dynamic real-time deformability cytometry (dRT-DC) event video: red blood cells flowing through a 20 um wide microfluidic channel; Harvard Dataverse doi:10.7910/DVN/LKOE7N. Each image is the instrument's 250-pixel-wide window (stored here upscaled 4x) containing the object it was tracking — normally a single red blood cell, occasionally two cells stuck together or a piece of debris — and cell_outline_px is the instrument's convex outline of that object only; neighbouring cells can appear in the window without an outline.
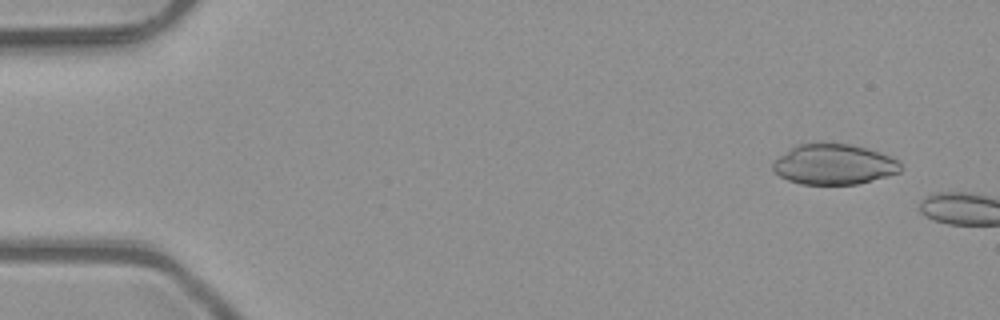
{"species": "common noctule bat (a hibernating species)", "species_latin": "Nyctalus noctula", "temperature_condition": "room temperature", "stored_images_in_passage": 2, "camera_frame_rate_fps": 3000, "um_per_image_px": 0.085, "animal": {"sex": "male", "body_mass_g": 23.1, "forearm_length_mm": 52.7}, "frame": {"image": 1, "passage_image": 1, "time_ms": 0.0, "image_size_px": [1000, 320], "cell_outline_px": [[900, 172], [888, 176], [856, 184], [800, 184], [788, 180], [780, 176], [772, 168], [772, 164], [780, 156], [792, 148], [800, 144], [852, 144], [880, 152], [892, 156], [900, 160]], "centroid_in_image_um": [70.93, 13.98], "position_along_channel_um": 14.1, "area_um2": 29.77}}